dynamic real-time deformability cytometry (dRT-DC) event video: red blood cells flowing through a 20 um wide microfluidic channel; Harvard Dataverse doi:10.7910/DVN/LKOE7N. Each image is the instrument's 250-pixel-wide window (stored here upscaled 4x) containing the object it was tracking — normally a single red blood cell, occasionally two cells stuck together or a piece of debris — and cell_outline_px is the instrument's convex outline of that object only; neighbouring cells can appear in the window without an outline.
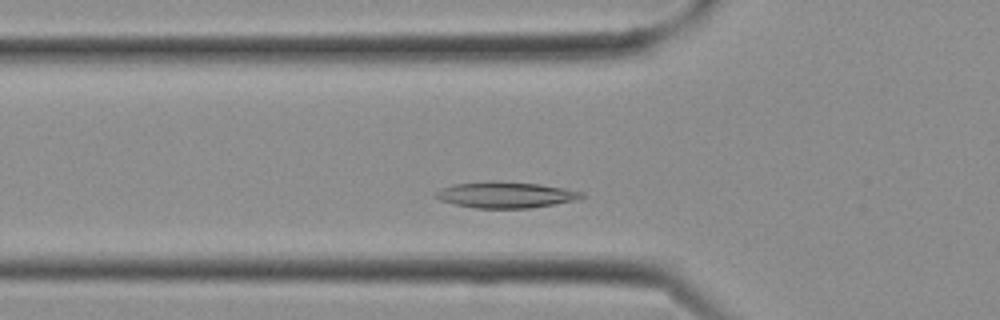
{"species": "Egyptian fruit bat (a non-hibernating species)", "species_latin": "Rousettus aegyptiacus", "temperature_condition": "cold", "stored_images_in_passage": 11, "camera_frame_rate_fps": 3000, "um_per_image_px": 0.085, "frame": {"image": 1, "passage_image": 5, "time_ms": 1.333, "image_size_px": [1000, 320], "cell_outline_px": [[588, 196], [580, 200], [528, 208], [476, 208], [456, 204], [440, 200], [432, 196], [440, 188], [452, 184], [484, 180], [492, 180], [540, 184], [584, 192]], "centroid_in_image_um": [42.99, 16.54], "position_along_channel_um": 82.8, "area_um2": 22.6}}
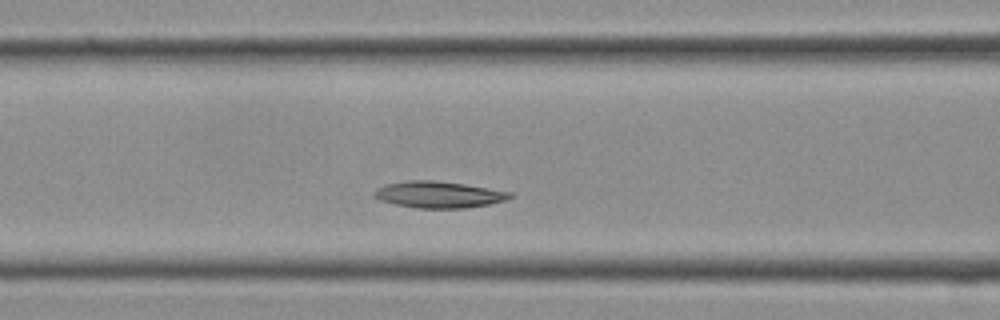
{"frame": {"image": 2, "passage_image": 7, "time_ms": 2.0, "image_size_px": [1000, 320], "cell_outline_px": [[512, 196], [508, 200], [488, 204], [464, 208], [416, 208], [396, 204], [380, 200], [372, 196], [372, 192], [376, 188], [384, 184], [408, 180], [432, 180], [464, 184], [512, 192]], "centroid_in_image_um": [37.25, 16.53], "position_along_channel_um": 129.4, "area_um2": 21.04}}
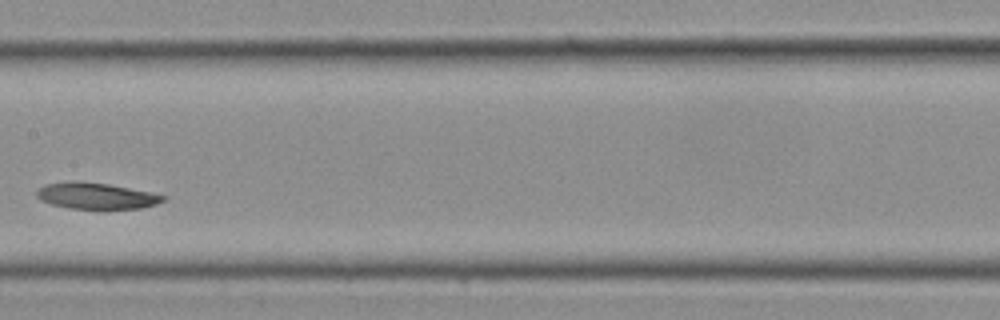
{"frame": {"image": 3, "passage_image": 10, "time_ms": 3.0, "image_size_px": [1000, 320], "cell_outline_px": [[168, 196], [164, 200], [156, 204], [140, 208], [100, 212], [68, 208], [52, 204], [40, 200], [36, 196], [36, 192], [44, 184], [108, 184], [152, 192]], "centroid_in_image_um": [8.28, 16.74], "position_along_channel_um": 199.1, "area_um2": 19.36}}